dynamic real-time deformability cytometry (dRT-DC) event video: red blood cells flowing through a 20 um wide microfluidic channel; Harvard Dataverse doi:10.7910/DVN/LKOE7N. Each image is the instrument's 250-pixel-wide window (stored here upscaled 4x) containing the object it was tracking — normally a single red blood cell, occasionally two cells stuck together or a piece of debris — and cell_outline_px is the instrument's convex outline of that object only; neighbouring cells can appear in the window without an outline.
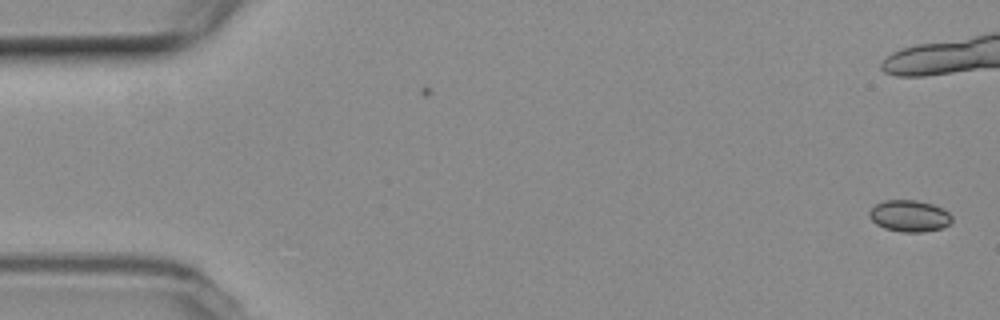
{"species": "common noctule bat (a hibernating species)", "species_latin": "Nyctalus noctula", "temperature_condition": "room temperature", "stored_images_in_passage": 55, "camera_frame_rate_fps": 3000, "um_per_image_px": 0.085, "animal": {"sex": "female", "body_mass_g": 19.3, "forearm_length_mm": 54.1}, "frame": {"image": 1, "passage_image": 1, "time_ms": 0.0, "image_size_px": [1000, 320], "cell_outline_px": [[952, 220], [944, 228], [924, 232], [900, 232], [884, 228], [876, 224], [868, 216], [868, 212], [876, 204], [884, 200], [916, 200], [932, 204], [944, 208], [952, 216]], "centroid_in_image_um": [77.31, 18.36], "position_along_channel_um": 7.7, "area_um2": 15.37}}